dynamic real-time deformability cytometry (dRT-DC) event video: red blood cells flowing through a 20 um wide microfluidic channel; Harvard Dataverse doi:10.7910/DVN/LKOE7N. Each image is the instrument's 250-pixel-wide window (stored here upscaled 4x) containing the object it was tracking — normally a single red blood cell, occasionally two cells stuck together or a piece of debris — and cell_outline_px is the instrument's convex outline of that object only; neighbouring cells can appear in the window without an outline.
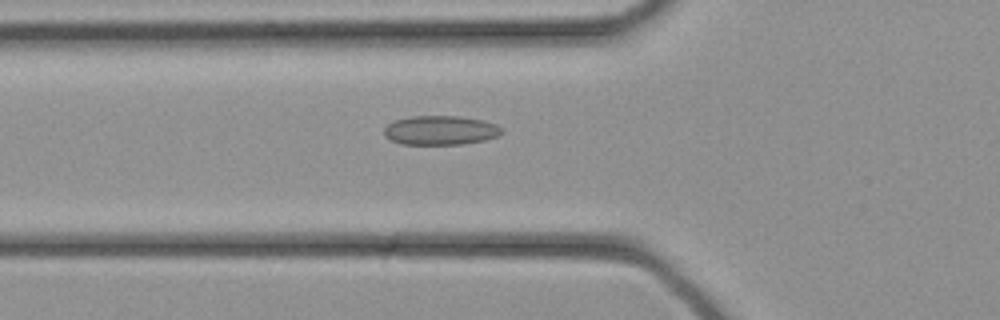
{"species": "common noctule bat (a hibernating species)", "species_latin": "Nyctalus noctula", "temperature_condition": "cold", "stored_images_in_passage": 35, "camera_frame_rate_fps": 3000, "um_per_image_px": 0.085, "animal": {"sex": "female", "body_mass_g": 21.9}, "frame": {"image": 1, "passage_image": 12, "time_ms": 3.667, "image_size_px": [1000, 320], "cell_outline_px": [[504, 132], [496, 136], [484, 140], [464, 144], [400, 144], [384, 136], [384, 128], [388, 124], [396, 120], [412, 116], [460, 116], [484, 120], [496, 124]], "centroid_in_image_um": [37.44, 11.07], "position_along_channel_um": 88.4, "area_um2": 20.0}}
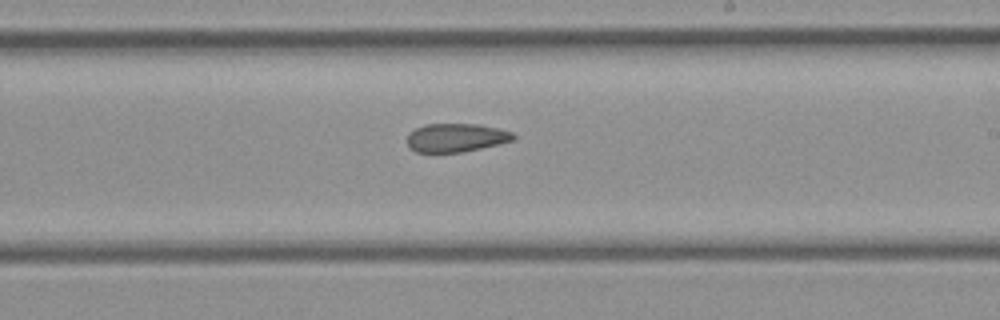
{"frame": {"image": 2, "passage_image": 20, "time_ms": 6.333, "image_size_px": [1000, 320], "cell_outline_px": [[516, 136], [512, 140], [464, 152], [416, 152], [408, 148], [408, 136], [416, 128], [424, 124], [480, 124], [512, 132]], "centroid_in_image_um": [38.74, 11.7], "position_along_channel_um": 250.3, "area_um2": 17.46}}
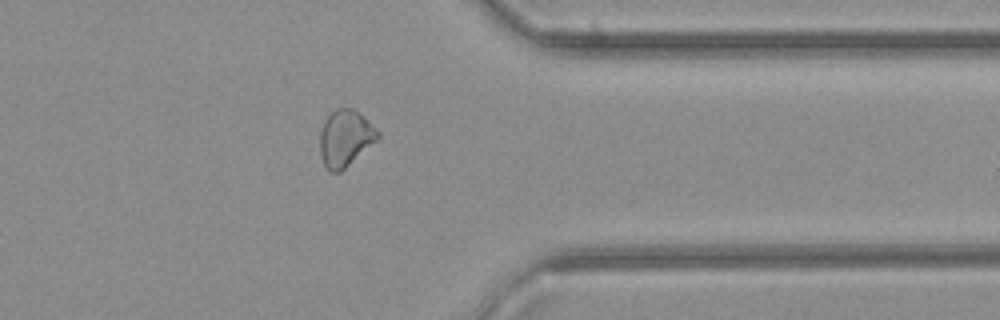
{"frame": {"image": 3, "passage_image": 27, "time_ms": 8.667, "image_size_px": [1000, 320], "cell_outline_px": [[380, 136], [376, 140], [340, 172], [332, 172], [324, 164], [320, 156], [320, 132], [324, 120], [336, 108], [352, 108], [360, 112], [380, 132]], "centroid_in_image_um": [29.34, 11.71], "position_along_channel_um": 382.1, "area_um2": 18.84}}